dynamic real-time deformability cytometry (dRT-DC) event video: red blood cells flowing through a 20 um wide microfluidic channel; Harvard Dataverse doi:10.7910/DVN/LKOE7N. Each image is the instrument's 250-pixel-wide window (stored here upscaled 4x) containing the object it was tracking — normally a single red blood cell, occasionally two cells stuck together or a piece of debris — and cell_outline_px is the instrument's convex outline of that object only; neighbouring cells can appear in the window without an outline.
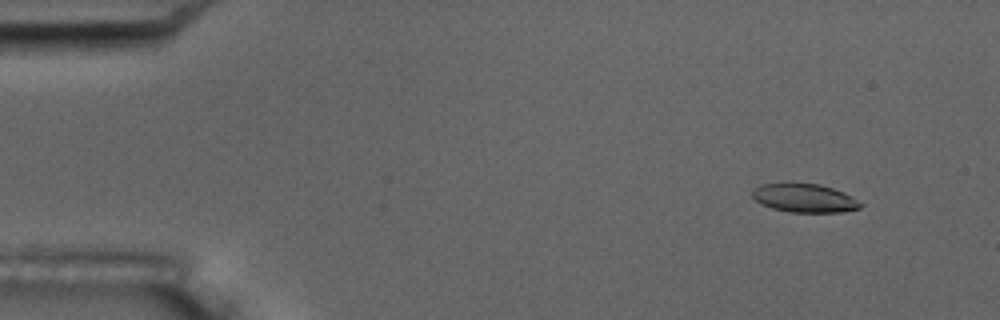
{"species": "common noctule bat (a hibernating species)", "species_latin": "Nyctalus noctula", "temperature_condition": "room temperature", "stored_images_in_passage": 4, "camera_frame_rate_fps": 3000, "um_per_image_px": 0.085, "animal": {"sex": "male", "body_mass_g": 17.5, "forearm_length_mm": 52.3}, "frame": {"image": 1, "passage_image": 1, "time_ms": 0.0, "image_size_px": [1000, 320], "cell_outline_px": [[864, 204], [860, 208], [840, 212], [788, 212], [772, 208], [760, 204], [752, 196], [752, 192], [760, 184], [820, 184], [844, 192], [852, 196]], "centroid_in_image_um": [68.41, 16.85], "position_along_channel_um": 16.6, "area_um2": 17.86}}
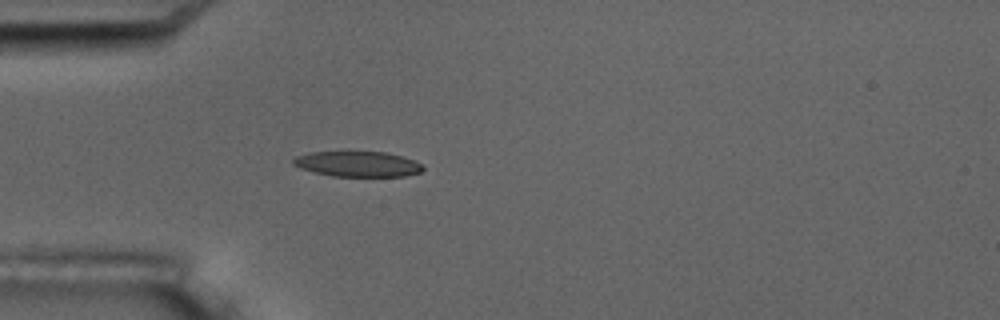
{"frame": {"image": 2, "passage_image": 4, "time_ms": 3.667, "image_size_px": [1000, 320], "cell_outline_px": [[424, 168], [420, 172], [404, 176], [332, 176], [300, 168], [292, 164], [292, 160], [296, 156], [312, 152], [388, 152], [412, 160], [420, 164]], "centroid_in_image_um": [30.38, 13.94], "position_along_channel_um": 54.6, "area_um2": 18.9}}